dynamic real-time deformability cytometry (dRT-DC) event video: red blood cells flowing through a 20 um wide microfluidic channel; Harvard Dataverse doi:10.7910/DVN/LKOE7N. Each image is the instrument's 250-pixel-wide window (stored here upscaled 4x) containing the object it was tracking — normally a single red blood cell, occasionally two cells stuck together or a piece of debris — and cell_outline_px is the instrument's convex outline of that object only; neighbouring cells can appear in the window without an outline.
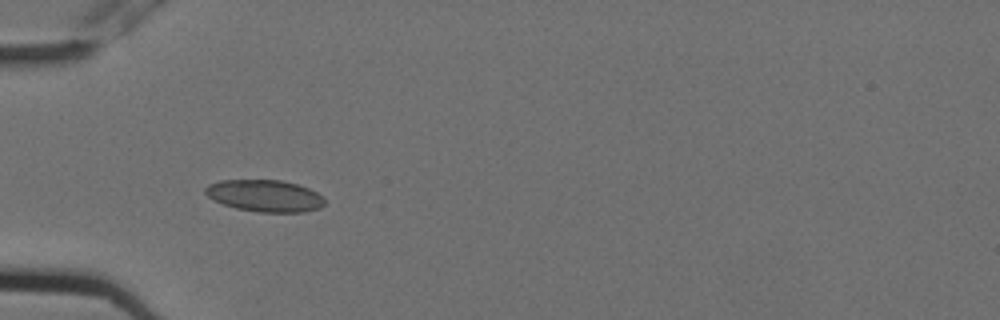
{"species": "Egyptian fruit bat (a non-hibernating species)", "species_latin": "Rousettus aegyptiacus", "temperature_condition": "cold", "stored_images_in_passage": 5, "camera_frame_rate_fps": 3000, "um_per_image_px": 0.085, "animal": {"sex": "female"}, "frame": {"image": 1, "passage_image": 4, "time_ms": 1.0, "image_size_px": [1000, 320], "cell_outline_px": [[324, 204], [320, 208], [304, 212], [260, 212], [236, 208], [212, 200], [204, 192], [204, 188], [208, 184], [220, 180], [280, 180], [296, 184], [308, 188], [324, 196]], "centroid_in_image_um": [22.5, 16.64], "position_along_channel_um": 62.5, "area_um2": 22.2}}
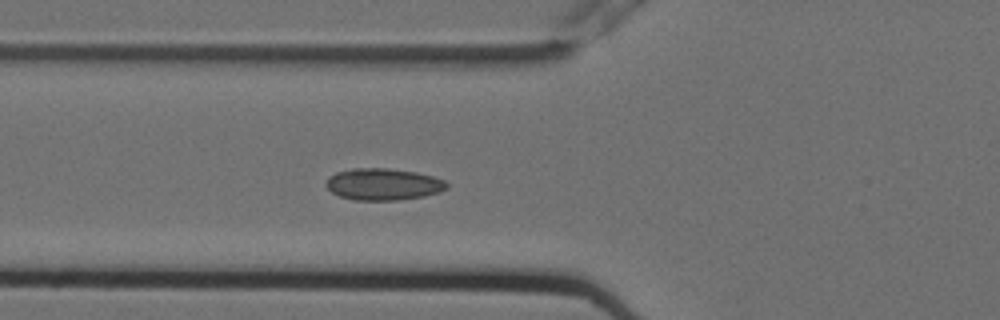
{"frame": {"image": 2, "passage_image": 5, "time_ms": 1.333, "image_size_px": [1000, 320], "cell_outline_px": [[448, 188], [440, 192], [424, 196], [396, 200], [352, 200], [340, 196], [332, 192], [324, 184], [328, 176], [336, 172], [352, 168], [384, 168], [416, 172], [432, 176], [444, 180], [448, 184]], "centroid_in_image_um": [32.55, 15.66], "position_along_channel_um": 93.2, "area_um2": 22.43}}